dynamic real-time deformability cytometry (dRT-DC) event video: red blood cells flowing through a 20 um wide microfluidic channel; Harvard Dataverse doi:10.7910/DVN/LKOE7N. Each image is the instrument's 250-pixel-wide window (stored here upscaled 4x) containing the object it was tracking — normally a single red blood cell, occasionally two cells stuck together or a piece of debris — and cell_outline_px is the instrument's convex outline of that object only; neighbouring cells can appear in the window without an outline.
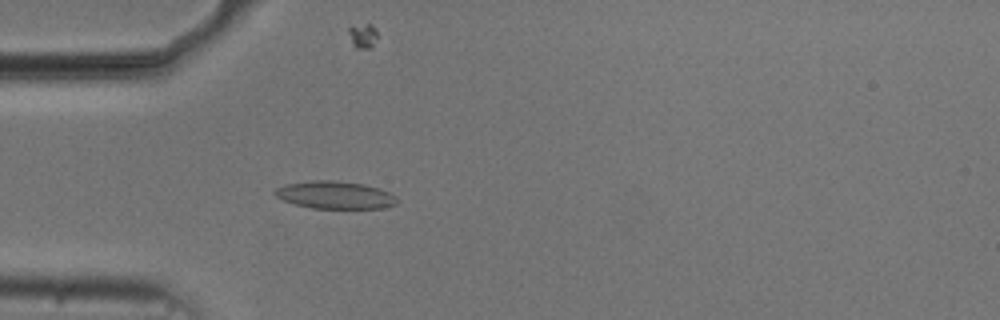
{"species": "common noctule bat (a hibernating species)", "species_latin": "Nyctalus noctula", "temperature_condition": "cold", "stored_images_in_passage": 53, "camera_frame_rate_fps": 3000, "um_per_image_px": 0.085, "animal": {"sex": "male", "body_mass_g": 20.5, "forearm_length_mm": 52.5}, "frame": {"image": 1, "passage_image": 15, "time_ms": 4.667, "image_size_px": [1000, 320], "cell_outline_px": [[396, 204], [384, 208], [312, 208], [296, 204], [284, 200], [276, 196], [272, 192], [276, 188], [288, 184], [312, 180], [332, 180], [364, 184], [380, 188], [396, 196]], "centroid_in_image_um": [28.49, 16.57], "position_along_channel_um": 56.5, "area_um2": 19.48}}
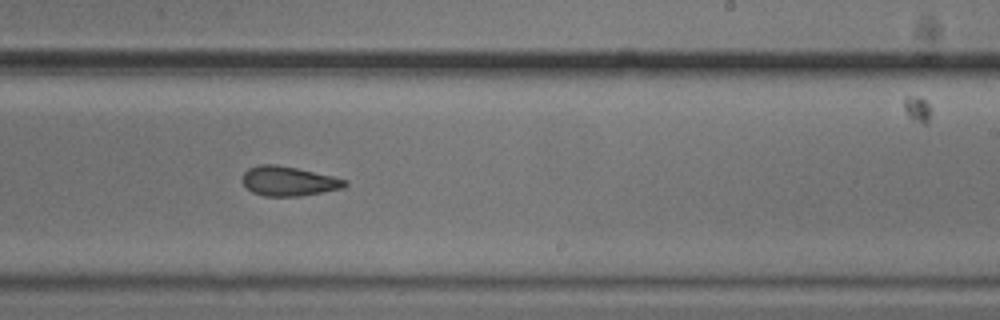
{"frame": {"image": 2, "passage_image": 32, "time_ms": 10.333, "image_size_px": [1000, 320], "cell_outline_px": [[348, 184], [344, 188], [300, 196], [264, 196], [252, 192], [244, 184], [244, 172], [248, 168], [260, 164], [276, 164], [296, 168], [332, 176], [348, 180]], "centroid_in_image_um": [24.55, 15.4], "position_along_channel_um": 264.4, "area_um2": 17.51}}
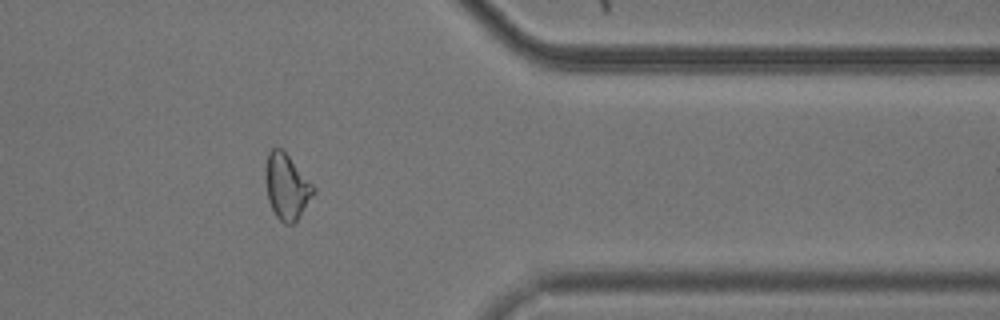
{"frame": {"image": 3, "passage_image": 43, "time_ms": 14.0, "image_size_px": [1000, 320], "cell_outline_px": [[316, 192], [296, 224], [284, 224], [276, 216], [268, 200], [264, 180], [264, 172], [268, 152], [272, 148], [280, 148], [288, 156], [316, 188]], "centroid_in_image_um": [24.36, 15.91], "position_along_channel_um": 387.0, "area_um2": 18.55}, "authors_computed_cell_mechanics": {"area_um2": 18.785, "velocity_mm_per_s": 3.7509, "shape_relaxation_time_tau1_ms": null, "shape_relaxation_time_tau2_ms": 3.3054, "deformation_change_tau1": null, "deformation_change_tau2": 0.102}}